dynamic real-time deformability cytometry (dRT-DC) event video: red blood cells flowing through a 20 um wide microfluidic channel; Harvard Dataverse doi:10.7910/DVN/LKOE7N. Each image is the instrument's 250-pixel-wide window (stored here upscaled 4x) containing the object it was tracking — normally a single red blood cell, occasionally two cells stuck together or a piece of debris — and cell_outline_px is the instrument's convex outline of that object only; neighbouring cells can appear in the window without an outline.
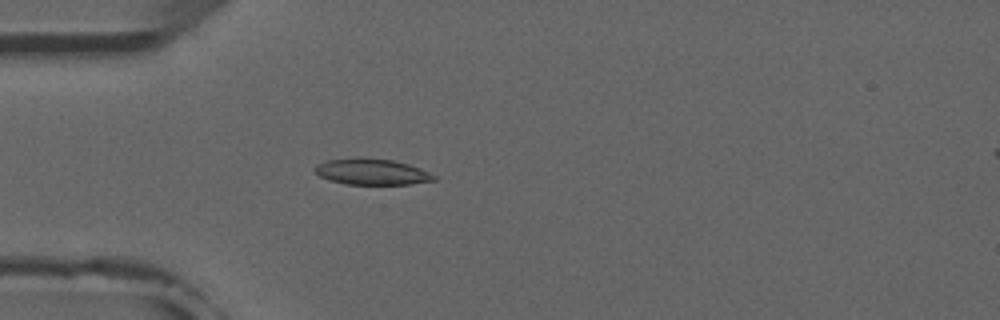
{"species": "common noctule bat (a hibernating species)", "species_latin": "Nyctalus noctula", "temperature_condition": "room temperature", "stored_images_in_passage": 40, "camera_frame_rate_fps": 3000, "um_per_image_px": 0.085, "animal": {"sex": "male", "forearm_length_mm": 52.5}, "frame": {"image": 1, "passage_image": 3, "time_ms": 0.667, "image_size_px": [1000, 320], "cell_outline_px": [[436, 180], [408, 184], [344, 184], [328, 180], [320, 176], [316, 172], [316, 164], [328, 160], [356, 156], [360, 156], [392, 160], [408, 164], [420, 168], [436, 176]], "centroid_in_image_um": [31.58, 14.58], "position_along_channel_um": 53.4, "area_um2": 18.21}}
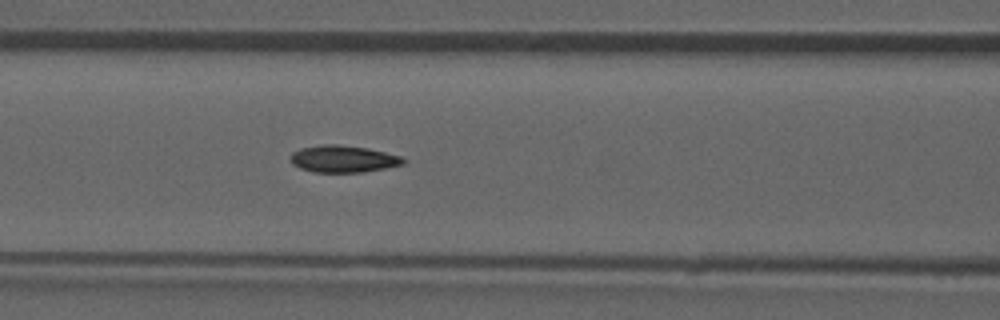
{"frame": {"image": 2, "passage_image": 10, "time_ms": 3.0, "image_size_px": [1000, 320], "cell_outline_px": [[408, 160], [404, 164], [364, 172], [312, 172], [300, 168], [292, 164], [288, 160], [292, 152], [300, 148], [328, 144], [336, 144], [368, 148], [400, 156]], "centroid_in_image_um": [29.15, 13.51], "position_along_channel_um": 137.5, "area_um2": 17.8}}
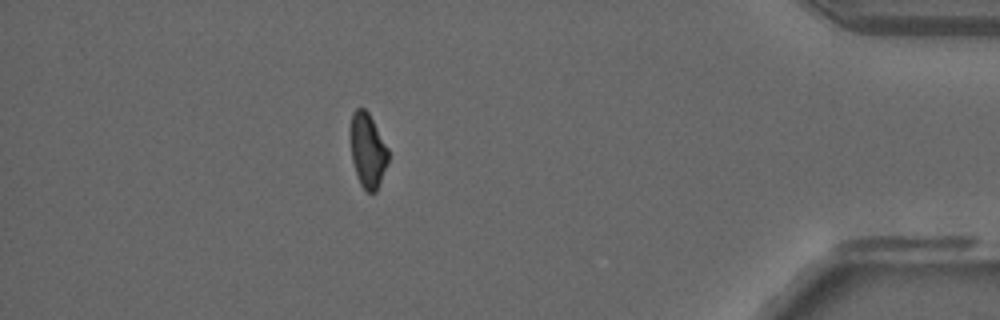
{"frame": {"image": 3, "passage_image": 34, "time_ms": 11.0, "image_size_px": [1000, 320], "cell_outline_px": [[388, 160], [376, 192], [368, 192], [360, 184], [356, 176], [352, 160], [348, 136], [348, 132], [352, 112], [356, 108], [364, 108], [368, 112], [388, 148]], "centroid_in_image_um": [31.2, 12.74], "position_along_channel_um": 404.0, "area_um2": 16.65}, "authors_computed_cell_mechanics": {"area_um2": 17.5134, "velocity_mm_per_s": 3.9291, "shape_relaxation_time_tau1_ms": 9.5752, "shape_relaxation_time_tau2_ms": 6.802, "deformation_change_tau1": 0.2162, "deformation_change_tau2": 0.1138}}